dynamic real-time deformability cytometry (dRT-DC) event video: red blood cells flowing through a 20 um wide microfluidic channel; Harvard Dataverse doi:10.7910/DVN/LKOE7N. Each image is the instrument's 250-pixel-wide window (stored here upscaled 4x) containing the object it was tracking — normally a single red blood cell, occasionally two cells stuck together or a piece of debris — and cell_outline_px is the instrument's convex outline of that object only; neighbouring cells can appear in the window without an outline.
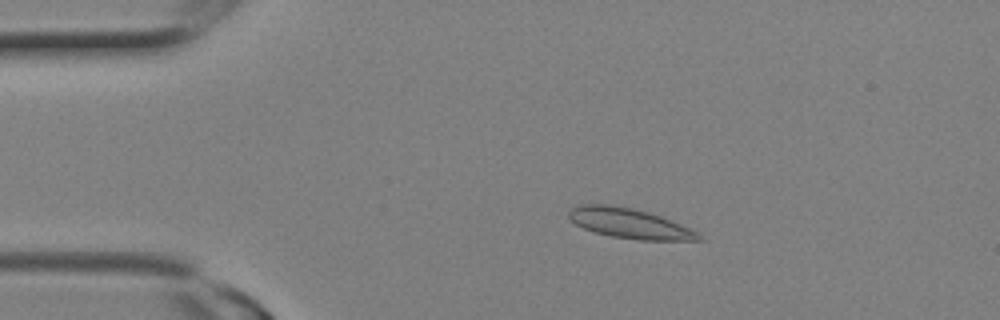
{"species": "Egyptian fruit bat (a non-hibernating species)", "species_latin": "Rousettus aegyptiacus", "temperature_condition": "room temperature", "stored_images_in_passage": 8, "camera_frame_rate_fps": 3000, "um_per_image_px": 0.085, "animal": {"sex": "female"}, "frame": {"image": 1, "passage_image": 5, "time_ms": 1.333, "image_size_px": [1000, 320], "cell_outline_px": [[704, 240], [640, 240], [612, 236], [592, 232], [576, 224], [568, 216], [568, 212], [572, 208], [580, 204], [608, 204], [632, 208], [648, 212], [660, 216], [680, 224], [696, 232]], "centroid_in_image_um": [53.46, 18.98], "position_along_channel_um": 31.5, "area_um2": 22.43}}